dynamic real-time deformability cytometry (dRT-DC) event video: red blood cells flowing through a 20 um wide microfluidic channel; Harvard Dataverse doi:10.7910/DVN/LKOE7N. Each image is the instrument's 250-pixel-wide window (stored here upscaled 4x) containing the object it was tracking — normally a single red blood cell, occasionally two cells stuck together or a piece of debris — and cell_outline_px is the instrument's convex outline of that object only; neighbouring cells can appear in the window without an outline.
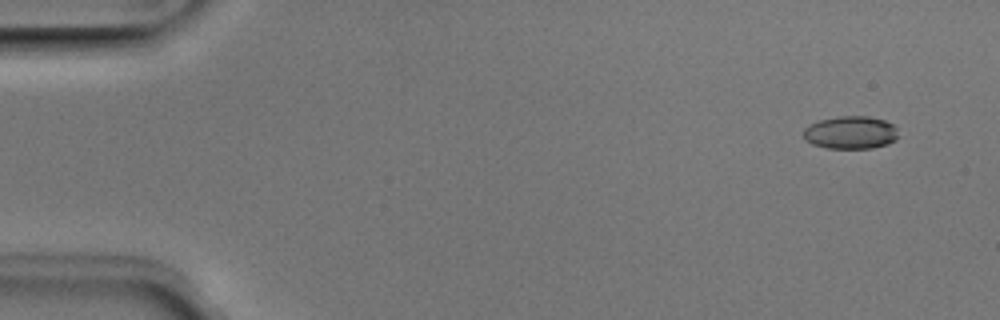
{"species": "Egyptian fruit bat (a non-hibernating species)", "species_latin": "Rousettus aegyptiacus", "temperature_condition": "room temperature", "stored_images_in_passage": 52, "camera_frame_rate_fps": 3000, "um_per_image_px": 0.085, "animal": {"sex": "male"}, "frame": {"image": 1, "passage_image": 4, "time_ms": 1.0, "image_size_px": [1000, 320], "cell_outline_px": [[896, 140], [888, 144], [872, 148], [828, 148], [812, 144], [804, 140], [804, 128], [808, 124], [820, 120], [836, 116], [868, 116], [884, 120], [892, 124], [896, 128]], "centroid_in_image_um": [72.27, 11.26], "position_along_channel_um": 12.7, "area_um2": 18.21}}
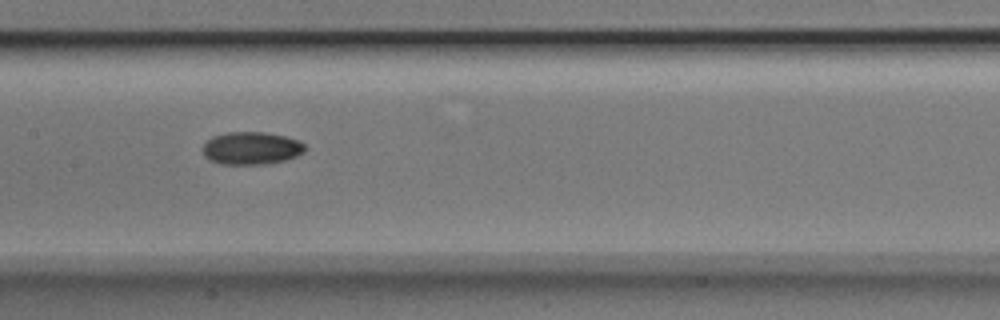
{"frame": {"image": 2, "passage_image": 26, "time_ms": 8.333, "image_size_px": [1000, 320], "cell_outline_px": [[308, 148], [304, 152], [296, 156], [284, 160], [268, 164], [220, 164], [208, 160], [204, 156], [204, 144], [212, 136], [228, 132], [264, 132], [284, 136], [300, 140]], "centroid_in_image_um": [21.38, 12.6], "position_along_channel_um": 186.0, "area_um2": 19.59}}
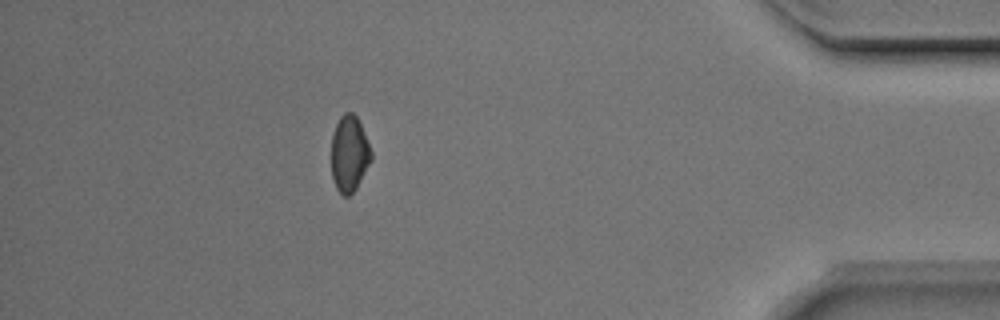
{"frame": {"image": 3, "passage_image": 46, "time_ms": 15.0, "image_size_px": [1000, 320], "cell_outline_px": [[372, 160], [356, 188], [348, 196], [344, 196], [336, 188], [332, 176], [332, 136], [336, 124], [340, 116], [344, 112], [352, 112], [356, 116], [360, 124], [372, 152]], "centroid_in_image_um": [29.69, 13.06], "position_along_channel_um": 405.5, "area_um2": 17.51}, "authors_computed_cell_mechanics": {"area_um2": 18.3226, "velocity_mm_per_s": 3.9958, "shape_relaxation_time_tau1_ms": 3.4493, "shape_relaxation_time_tau2_ms": null, "deformation_change_tau1": 0.0923, "deformation_change_tau2": null}}